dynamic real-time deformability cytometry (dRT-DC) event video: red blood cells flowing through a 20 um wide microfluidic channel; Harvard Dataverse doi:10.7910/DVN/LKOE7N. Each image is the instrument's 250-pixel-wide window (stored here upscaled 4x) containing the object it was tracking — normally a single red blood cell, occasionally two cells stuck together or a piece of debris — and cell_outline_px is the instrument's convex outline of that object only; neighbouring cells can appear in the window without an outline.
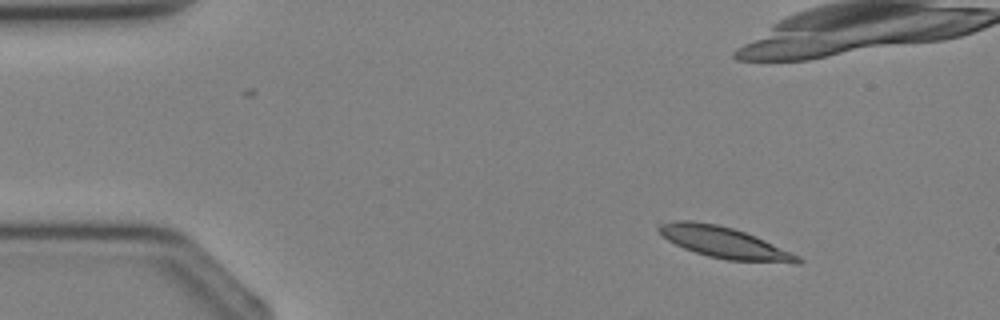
{"species": "Egyptian fruit bat (a non-hibernating species)", "species_latin": "Rousettus aegyptiacus", "temperature_condition": "cold", "stored_images_in_passage": 6, "camera_frame_rate_fps": 3000, "um_per_image_px": 0.085, "animal": {"sex": "female"}, "frame": {"image": 1, "passage_image": 1, "time_ms": 0.0, "image_size_px": [1000, 320], "cell_outline_px": [[804, 260], [800, 264], [796, 264], [728, 260], [708, 256], [684, 248], [668, 240], [656, 228], [656, 224], [676, 220], [692, 220], [716, 224], [732, 228], [744, 232], [764, 240], [800, 256]], "centroid_in_image_um": [61.58, 20.62], "position_along_channel_um": 23.4, "area_um2": 25.26}}
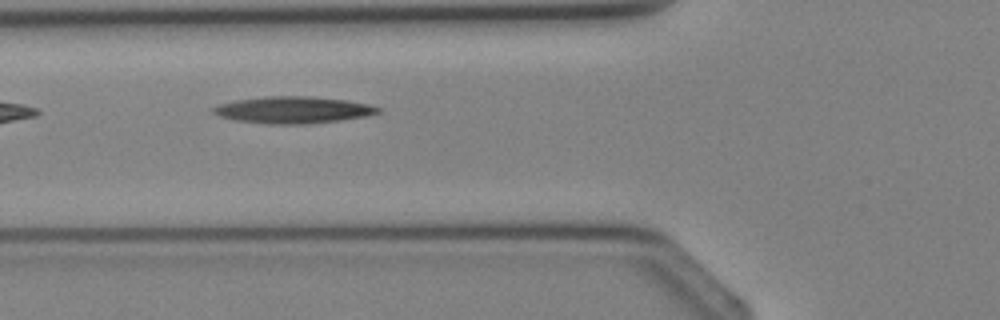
{"frame": {"image": 2, "passage_image": 5, "time_ms": 4.667, "image_size_px": [1000, 320], "cell_outline_px": [[384, 108], [380, 112], [368, 116], [340, 120], [300, 124], [268, 124], [236, 120], [220, 116], [212, 112], [212, 108], [220, 104], [236, 100], [264, 96], [312, 96], [344, 100], [368, 104]], "centroid_in_image_um": [24.94, 9.34], "position_along_channel_um": 100.9, "area_um2": 25.66}}
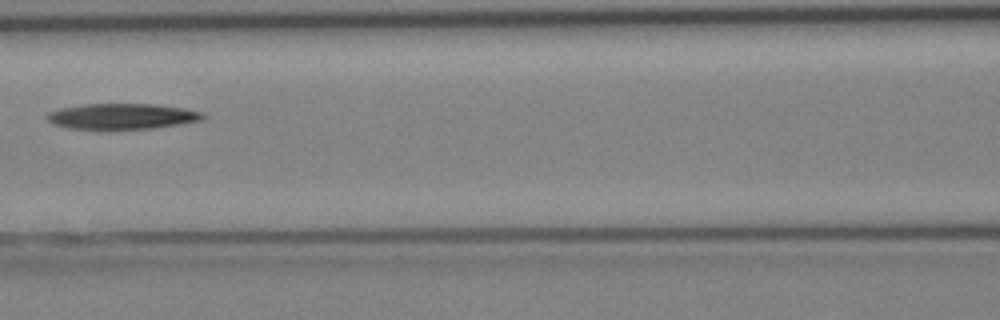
{"frame": {"image": 3, "passage_image": 6, "time_ms": 5.667, "image_size_px": [1000, 320], "cell_outline_px": [[204, 116], [200, 120], [180, 124], [152, 128], [108, 132], [68, 128], [52, 124], [44, 116], [48, 112], [60, 108], [84, 104], [152, 104], [180, 108], [200, 112]], "centroid_in_image_um": [10.23, 9.93], "position_along_channel_um": 156.4, "area_um2": 23.99}}